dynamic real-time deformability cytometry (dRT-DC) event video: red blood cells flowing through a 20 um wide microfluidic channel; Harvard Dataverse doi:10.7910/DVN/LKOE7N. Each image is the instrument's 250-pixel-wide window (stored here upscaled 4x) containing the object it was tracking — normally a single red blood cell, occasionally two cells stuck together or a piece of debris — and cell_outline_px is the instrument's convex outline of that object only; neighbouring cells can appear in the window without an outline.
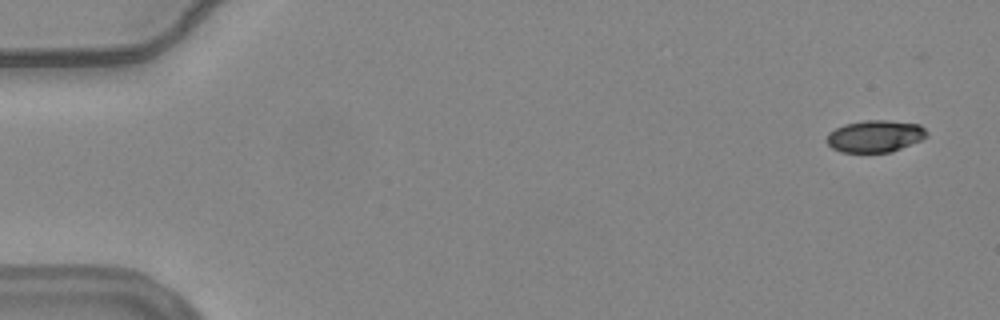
{"species": "common noctule bat (a hibernating species)", "species_latin": "Nyctalus noctula", "temperature_condition": "warm", "stored_images_in_passage": 9, "camera_frame_rate_fps": 3000, "um_per_image_px": 0.085, "animal": {"sex": "female", "body_mass_g": 24.6, "forearm_length_mm": 56.2}, "frame": {"image": 1, "passage_image": 1, "time_ms": 0.0, "image_size_px": [1000, 320], "cell_outline_px": [[928, 136], [920, 140], [892, 152], [840, 152], [832, 148], [824, 140], [828, 132], [844, 124], [864, 120], [888, 120], [920, 124], [928, 132]], "centroid_in_image_um": [74.36, 11.57], "position_along_channel_um": 10.6, "area_um2": 18.84}}